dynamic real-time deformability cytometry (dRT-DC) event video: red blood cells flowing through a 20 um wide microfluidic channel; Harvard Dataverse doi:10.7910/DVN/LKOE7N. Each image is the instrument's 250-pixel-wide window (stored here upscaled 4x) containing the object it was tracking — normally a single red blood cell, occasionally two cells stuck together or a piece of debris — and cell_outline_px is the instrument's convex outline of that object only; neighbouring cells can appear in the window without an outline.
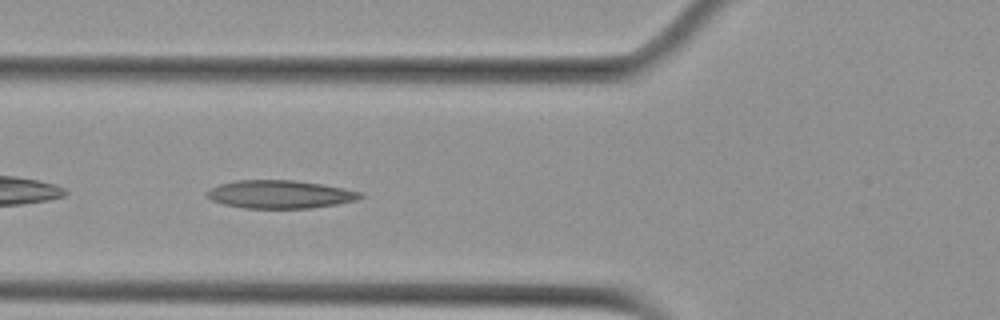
{"species": "Egyptian fruit bat (a non-hibernating species)", "species_latin": "Rousettus aegyptiacus", "temperature_condition": "cold", "stored_images_in_passage": 39, "camera_frame_rate_fps": 3000, "um_per_image_px": 0.085, "animal": {"sex": "female"}, "frame": {"image": 1, "passage_image": 4, "time_ms": 1.0, "image_size_px": [1000, 320], "cell_outline_px": [[364, 196], [356, 200], [336, 204], [312, 208], [244, 208], [224, 204], [212, 200], [204, 192], [220, 184], [236, 180], [296, 180], [324, 184], [344, 188], [360, 192]], "centroid_in_image_um": [23.81, 16.51], "position_along_channel_um": 102.0, "area_um2": 25.09}}
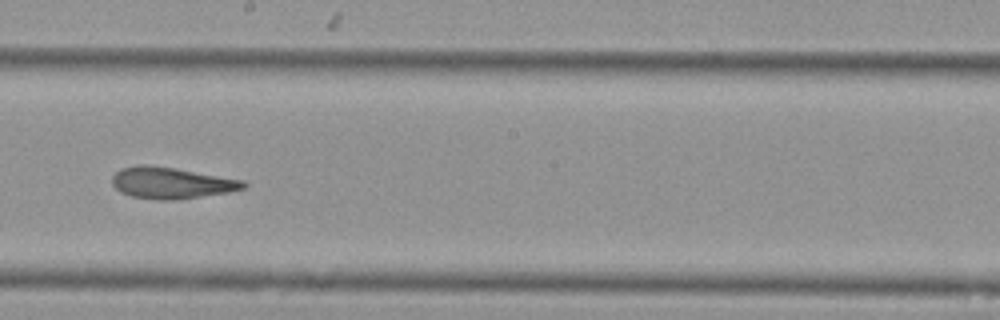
{"frame": {"image": 2, "passage_image": 15, "time_ms": 4.667, "image_size_px": [1000, 320], "cell_outline_px": [[248, 184], [244, 188], [228, 192], [172, 200], [156, 200], [132, 196], [120, 192], [112, 184], [112, 176], [116, 172], [124, 168], [136, 164], [148, 164], [244, 180]], "centroid_in_image_um": [14.53, 15.54], "position_along_channel_um": 233.7, "area_um2": 23.76}}
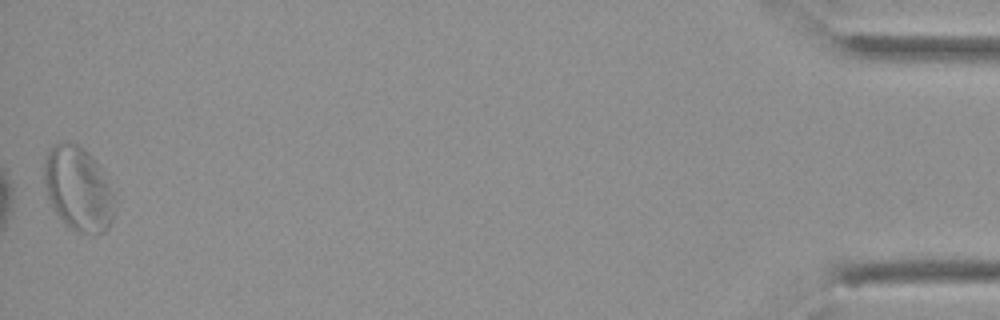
{"frame": {"image": 3, "passage_image": 39, "time_ms": 12.667, "image_size_px": [1000, 320], "cell_outline_px": [[112, 220], [108, 228], [104, 232], [96, 236], [80, 232], [64, 224], [56, 212], [48, 196], [44, 180], [44, 160], [48, 152], [56, 144], [76, 144], [84, 148], [104, 168], [112, 192]], "centroid_in_image_um": [6.67, 16.06], "position_along_channel_um": 428.5, "area_um2": 34.33}, "authors_computed_cell_mechanics": {"area_um2": 24.854, "velocity_mm_per_s": 3.5952, "shape_relaxation_time_tau1_ms": null, "shape_relaxation_time_tau2_ms": 3.9226, "deformation_change_tau1": null, "deformation_change_tau2": 0.1353}}